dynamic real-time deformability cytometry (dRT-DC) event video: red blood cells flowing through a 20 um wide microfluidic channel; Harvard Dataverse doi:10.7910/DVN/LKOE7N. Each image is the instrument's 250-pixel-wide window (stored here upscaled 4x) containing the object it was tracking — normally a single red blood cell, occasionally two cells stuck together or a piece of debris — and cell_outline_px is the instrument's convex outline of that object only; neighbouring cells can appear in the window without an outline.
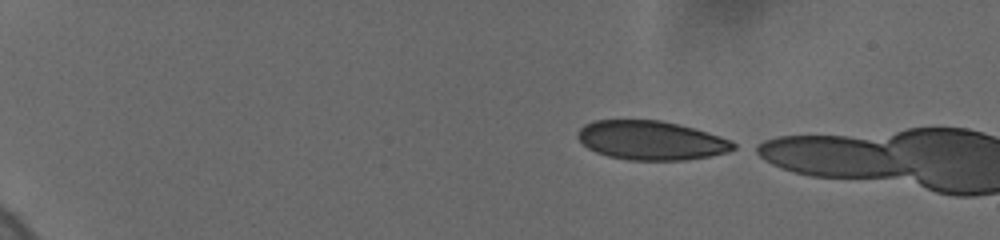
{"species": "human", "species_latin": "Homo sapiens", "temperature_condition": "cold", "stored_images_in_passage": 3, "camera_frame_rate_fps": 3000, "um_per_image_px": 0.085, "donor": {"sex": "female"}, "frame": {"image": 1, "passage_image": 1, "time_ms": 0.0, "image_size_px": [1000, 240], "cell_outline_px": [[740, 144], [736, 148], [728, 152], [708, 156], [684, 160], [628, 160], [608, 156], [596, 152], [588, 148], [576, 136], [576, 132], [584, 124], [592, 120], [660, 120], [680, 124], [720, 136], [732, 140]], "centroid_in_image_um": [55.35, 11.92], "position_along_channel_um": 29.6, "area_um2": 35.66}}